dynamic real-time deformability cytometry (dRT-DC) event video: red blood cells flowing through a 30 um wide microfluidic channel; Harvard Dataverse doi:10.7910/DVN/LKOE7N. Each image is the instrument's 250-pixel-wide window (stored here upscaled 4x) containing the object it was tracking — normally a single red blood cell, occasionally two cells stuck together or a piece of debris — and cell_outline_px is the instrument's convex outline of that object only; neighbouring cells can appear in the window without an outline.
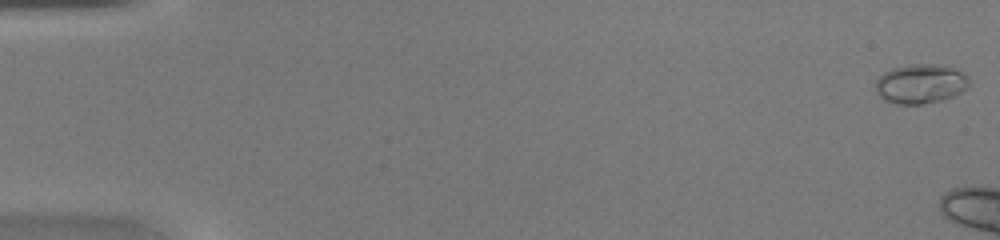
{"species": "common noctule bat (a hibernating species)", "species_latin": "Nyctalus noctula", "temperature_condition": "warm", "stored_images_in_passage": 8, "camera_frame_rate_fps": 3000, "um_per_image_px": 0.085, "animal": {"sex": "female", "body_mass_g": 20.0, "forearm_length_mm": 54.0}, "frame": {"image": 1, "passage_image": 1, "time_ms": 0.0, "image_size_px": [1000, 240], "cell_outline_px": [[968, 88], [952, 96], [940, 100], [920, 104], [896, 104], [884, 100], [876, 92], [876, 80], [884, 72], [892, 68], [908, 64], [952, 64], [968, 76]], "centroid_in_image_um": [78.27, 7.09], "position_along_channel_um": 6.7, "area_um2": 21.79}}